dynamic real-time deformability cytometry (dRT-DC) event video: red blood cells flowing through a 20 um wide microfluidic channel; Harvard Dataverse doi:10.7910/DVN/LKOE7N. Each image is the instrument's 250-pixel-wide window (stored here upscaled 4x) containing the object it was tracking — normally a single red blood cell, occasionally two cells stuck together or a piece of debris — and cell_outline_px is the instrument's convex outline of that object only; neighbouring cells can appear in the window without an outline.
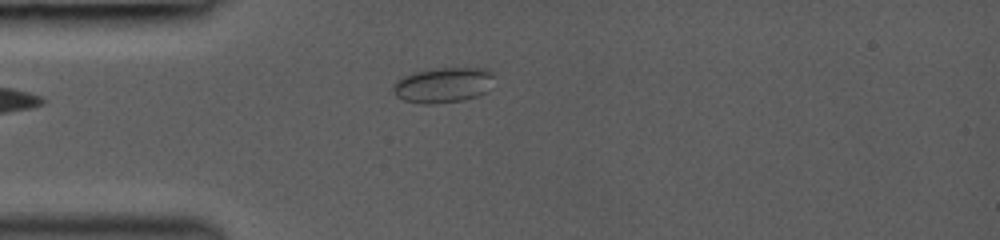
{"species": "common noctule bat (a hibernating species)", "species_latin": "Nyctalus noctula", "temperature_condition": "room temperature", "stored_images_in_passage": 8, "camera_frame_rate_fps": 3000, "um_per_image_px": 0.085, "animal": {"sex": "female", "body_mass_g": 19.0, "forearm_length_mm": 53.3}, "frame": {"image": 1, "passage_image": 1, "time_ms": 0.0, "image_size_px": [1000, 240], "cell_outline_px": [[492, 76], [484, 92], [476, 96], [464, 100], [432, 104], [424, 104], [404, 100], [396, 96], [392, 88], [392, 84], [396, 80], [412, 72], [432, 68], [484, 68], [492, 72]], "centroid_in_image_um": [37.58, 7.22], "position_along_channel_um": 47.4, "area_um2": 20.58}}
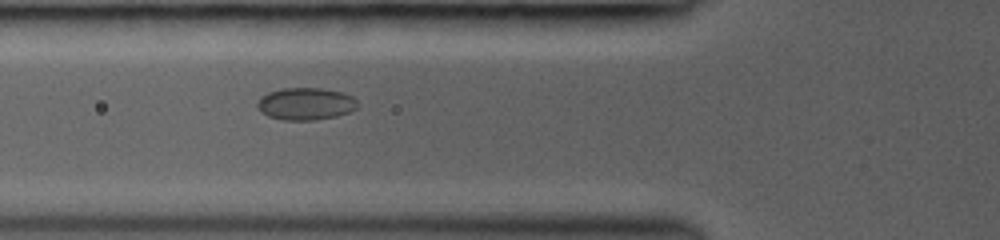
{"frame": {"image": 2, "passage_image": 5, "time_ms": 1.667, "image_size_px": [1000, 240], "cell_outline_px": [[356, 108], [348, 112], [336, 116], [316, 120], [280, 120], [268, 116], [260, 112], [256, 108], [256, 104], [268, 92], [284, 88], [320, 88], [340, 92], [352, 96], [356, 100]], "centroid_in_image_um": [25.95, 8.84], "position_along_channel_um": 99.9, "area_um2": 18.73}}
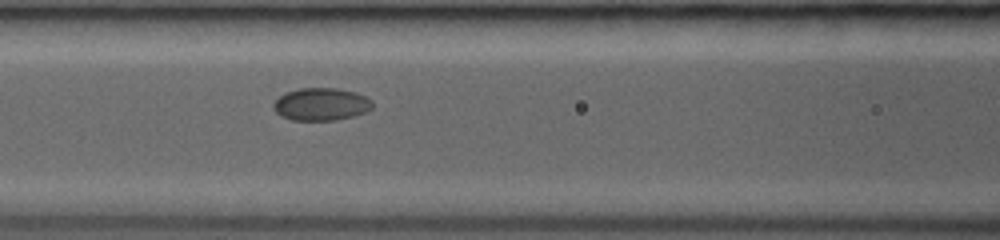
{"frame": {"image": 3, "passage_image": 8, "time_ms": 2.667, "image_size_px": [1000, 240], "cell_outline_px": [[372, 108], [364, 112], [352, 116], [336, 120], [292, 120], [280, 116], [272, 108], [272, 104], [284, 92], [300, 88], [336, 88], [356, 92], [372, 100]], "centroid_in_image_um": [27.26, 8.85], "position_along_channel_um": 139.3, "area_um2": 18.84}}